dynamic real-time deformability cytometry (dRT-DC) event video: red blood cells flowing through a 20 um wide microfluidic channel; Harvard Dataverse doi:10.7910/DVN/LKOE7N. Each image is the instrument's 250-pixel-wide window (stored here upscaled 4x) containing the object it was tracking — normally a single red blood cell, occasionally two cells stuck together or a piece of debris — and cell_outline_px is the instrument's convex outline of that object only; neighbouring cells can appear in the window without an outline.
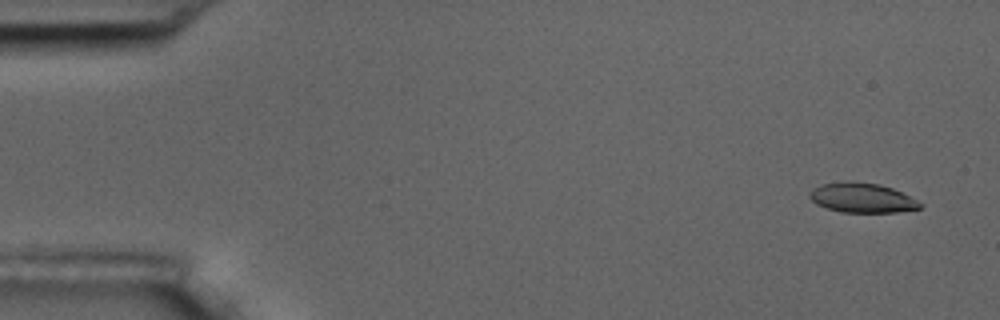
{"species": "common noctule bat (a hibernating species)", "species_latin": "Nyctalus noctula", "temperature_condition": "room temperature", "stored_images_in_passage": 6, "camera_frame_rate_fps": 3000, "um_per_image_px": 0.085, "animal": {"sex": "male", "body_mass_g": 17.5, "forearm_length_mm": 52.3}, "frame": {"image": 1, "passage_image": 1, "time_ms": 0.0, "image_size_px": [1000, 320], "cell_outline_px": [[924, 204], [920, 208], [896, 212], [840, 212], [816, 204], [808, 196], [812, 188], [820, 184], [880, 184], [892, 188]], "centroid_in_image_um": [73.28, 16.86], "position_along_channel_um": 11.7, "area_um2": 18.26}}